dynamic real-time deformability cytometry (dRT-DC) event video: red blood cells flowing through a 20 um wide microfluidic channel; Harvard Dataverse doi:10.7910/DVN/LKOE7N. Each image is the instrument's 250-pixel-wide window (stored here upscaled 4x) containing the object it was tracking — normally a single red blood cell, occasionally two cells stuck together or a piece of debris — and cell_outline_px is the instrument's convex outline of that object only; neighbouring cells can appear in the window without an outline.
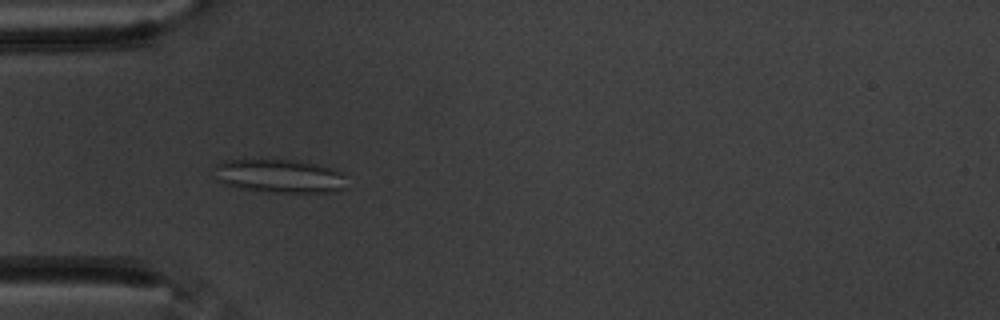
{"species": "common noctule bat (a hibernating species)", "species_latin": "Nyctalus noctula", "temperature_condition": "warm", "stored_images_in_passage": 56, "camera_frame_rate_fps": 3000, "um_per_image_px": 0.085, "animal": {"sex": "male", "body_mass_g": 20.1, "forearm_length_mm": 53.5}, "frame": {"image": 1, "passage_image": 16, "time_ms": 5.0, "image_size_px": [1000, 320], "cell_outline_px": [[348, 188], [328, 192], [268, 192], [240, 188], [224, 184], [220, 180], [212, 168], [216, 164], [224, 160], [292, 160], [316, 164], [332, 168], [344, 172]], "centroid_in_image_um": [23.8, 14.96], "position_along_channel_um": 61.2, "area_um2": 25.95}}
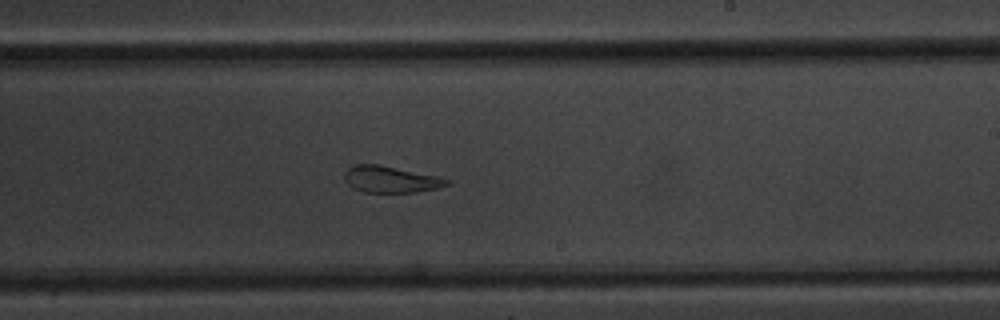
{"frame": {"image": 2, "passage_image": 33, "time_ms": 10.667, "image_size_px": [1000, 320], "cell_outline_px": [[448, 184], [436, 188], [416, 192], [364, 192], [352, 188], [344, 180], [344, 172], [348, 168], [356, 164], [380, 164], [440, 176], [448, 180]], "centroid_in_image_um": [33.17, 15.23], "position_along_channel_um": 255.8, "area_um2": 15.9}}
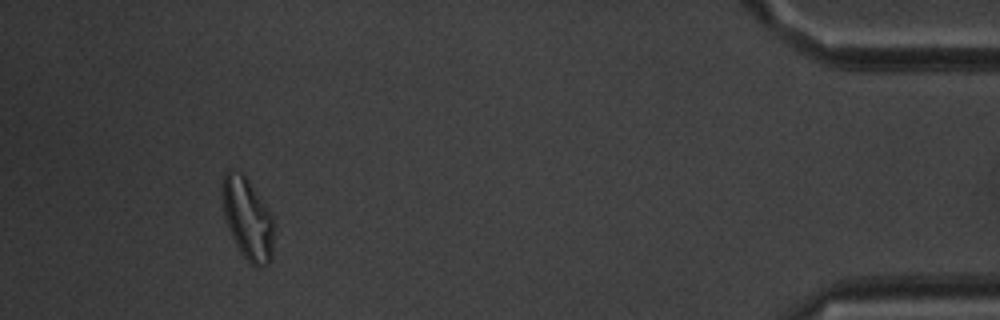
{"frame": {"image": 3, "passage_image": 52, "time_ms": 17.0, "image_size_px": [1000, 320], "cell_outline_px": [[272, 260], [268, 264], [260, 268], [256, 268], [240, 252], [228, 228], [224, 216], [220, 188], [220, 184], [224, 172], [228, 168], [244, 172], [272, 216]], "centroid_in_image_um": [20.99, 18.52], "position_along_channel_um": 414.2, "area_um2": 24.85}, "authors_computed_cell_mechanics": {"area_um2": 22.9177, "velocity_mm_per_s": 3.4787, "shape_relaxation_time_tau1_ms": null, "shape_relaxation_time_tau2_ms": 2.2987, "deformation_change_tau1": null, "deformation_change_tau2": 0.1006}}